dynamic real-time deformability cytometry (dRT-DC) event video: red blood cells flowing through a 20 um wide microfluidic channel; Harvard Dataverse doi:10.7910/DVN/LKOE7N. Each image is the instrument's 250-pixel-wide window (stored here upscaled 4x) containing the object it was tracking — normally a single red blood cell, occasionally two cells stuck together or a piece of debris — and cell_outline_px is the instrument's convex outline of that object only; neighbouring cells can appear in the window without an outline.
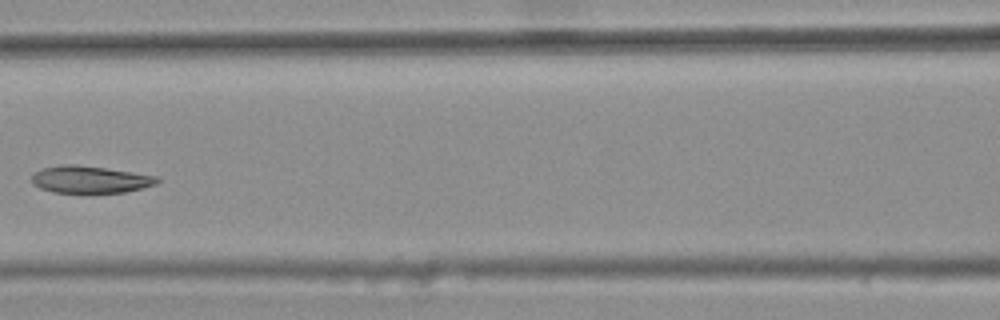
{"species": "common noctule bat (a hibernating species)", "species_latin": "Nyctalus noctula", "temperature_condition": "warm", "stored_images_in_passage": 7, "camera_frame_rate_fps": 3000, "um_per_image_px": 0.085, "animal": {"sex": "female", "body_mass_g": 25.1}, "frame": {"image": 1, "passage_image": 5, "time_ms": 1.333, "image_size_px": [1000, 320], "cell_outline_px": [[160, 180], [156, 184], [144, 188], [124, 192], [84, 196], [52, 192], [40, 188], [32, 184], [32, 176], [40, 168], [60, 164], [76, 164], [132, 172], [156, 176]], "centroid_in_image_um": [7.61, 15.31], "position_along_channel_um": 159.0, "area_um2": 20.81}}
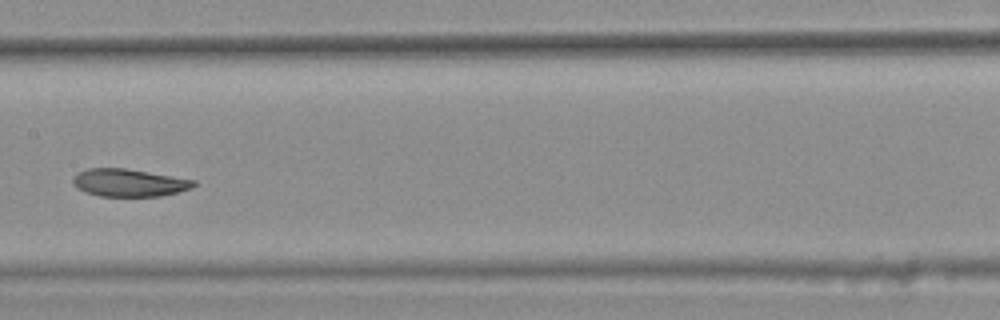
{"frame": {"image": 2, "passage_image": 6, "time_ms": 1.667, "image_size_px": [1000, 320], "cell_outline_px": [[196, 184], [192, 188], [160, 196], [100, 196], [84, 192], [76, 188], [72, 184], [72, 180], [80, 172], [88, 168], [124, 168], [196, 180]], "centroid_in_image_um": [10.95, 15.54], "position_along_channel_um": 196.5, "area_um2": 19.31}}
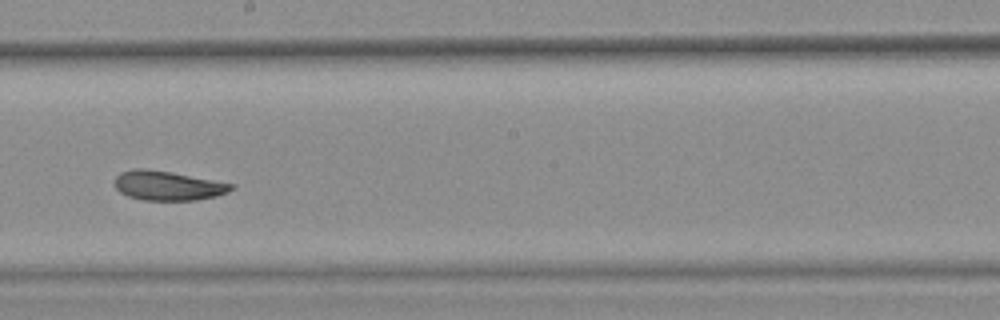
{"frame": {"image": 3, "passage_image": 7, "time_ms": 2.0, "image_size_px": [1000, 320], "cell_outline_px": [[236, 188], [228, 192], [216, 196], [196, 200], [144, 200], [128, 196], [120, 192], [116, 188], [112, 180], [120, 172], [136, 168], [148, 168], [172, 172], [236, 184]], "centroid_in_image_um": [14.27, 15.77], "position_along_channel_um": 233.9, "area_um2": 20.29}}